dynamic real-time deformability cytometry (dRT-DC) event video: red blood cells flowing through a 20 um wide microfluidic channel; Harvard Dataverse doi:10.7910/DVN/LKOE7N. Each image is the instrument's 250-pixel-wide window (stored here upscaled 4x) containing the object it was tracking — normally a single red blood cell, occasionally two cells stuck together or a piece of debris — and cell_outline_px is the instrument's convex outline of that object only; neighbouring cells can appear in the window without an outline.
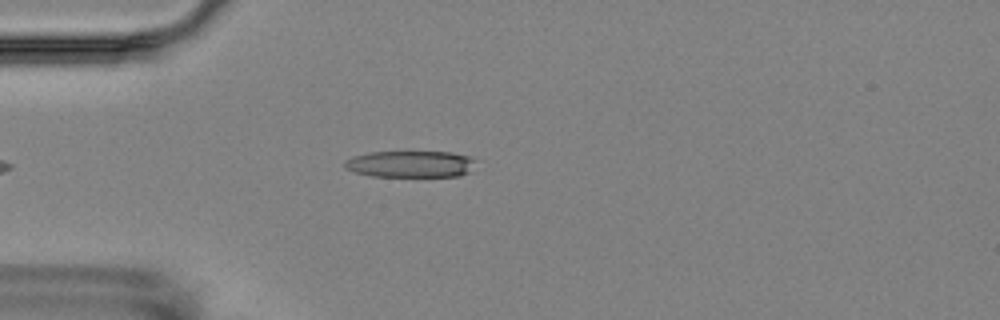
{"species": "Egyptian fruit bat (a non-hibernating species)", "species_latin": "Rousettus aegyptiacus", "temperature_condition": "room temperature", "stored_images_in_passage": 5, "camera_frame_rate_fps": 3000, "um_per_image_px": 0.085, "animal": {"sex": "female"}, "frame": {"image": 1, "passage_image": 5, "time_ms": 4.667, "image_size_px": [1000, 320], "cell_outline_px": [[476, 160], [472, 172], [460, 176], [372, 176], [356, 172], [344, 168], [344, 160], [352, 156], [372, 152], [452, 152], [468, 156]], "centroid_in_image_um": [34.92, 13.94], "position_along_channel_um": 50.1, "area_um2": 20.46}}